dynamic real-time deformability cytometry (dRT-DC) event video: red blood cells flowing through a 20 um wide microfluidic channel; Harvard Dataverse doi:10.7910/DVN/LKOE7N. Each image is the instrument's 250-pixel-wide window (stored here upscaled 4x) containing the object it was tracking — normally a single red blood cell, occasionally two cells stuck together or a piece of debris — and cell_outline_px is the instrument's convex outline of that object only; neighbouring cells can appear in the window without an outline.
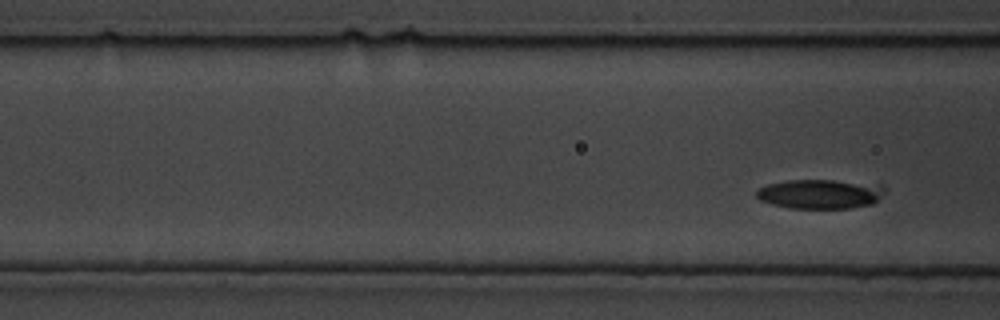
{"species": "common noctule bat (a hibernating species)", "species_latin": "Nyctalus noctula", "temperature_condition": "cold", "stored_images_in_passage": 9, "segment_of_instrument_passage": [2, 2], "camera_frame_rate_fps": 3000, "um_per_image_px": 0.085, "animal": {"sex": "male", "body_mass_g": 19.5, "forearm_length_mm": 54.6}, "frame": {"image": 1, "passage_image": 9, "time_ms": 2.667, "image_size_px": [1000, 320], "cell_outline_px": [[884, 192], [872, 204], [852, 208], [792, 208], [772, 204], [760, 200], [756, 196], [756, 192], [760, 188], [768, 184], [788, 180], [832, 180], [880, 184], [884, 188]], "centroid_in_image_um": [69.71, 16.48], "position_along_channel_um": 96.9, "area_um2": 21.85}}